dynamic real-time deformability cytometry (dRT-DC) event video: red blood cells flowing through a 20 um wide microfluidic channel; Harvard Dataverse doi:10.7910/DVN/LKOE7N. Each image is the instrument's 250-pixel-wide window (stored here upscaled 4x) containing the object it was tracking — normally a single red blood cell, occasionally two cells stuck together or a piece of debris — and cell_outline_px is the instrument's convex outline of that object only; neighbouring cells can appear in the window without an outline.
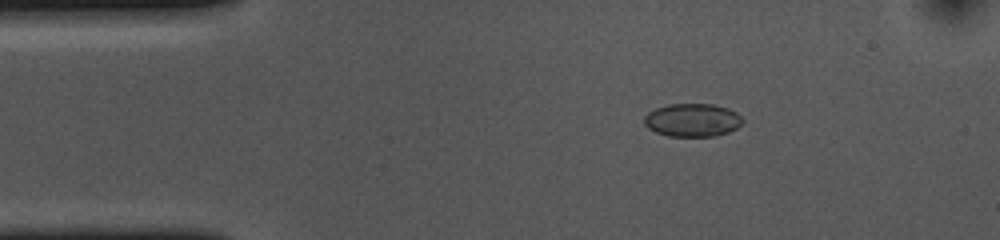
{"species": "common noctule bat (a hibernating species)", "species_latin": "Nyctalus noctula", "temperature_condition": "cold", "stored_images_in_passage": 52, "camera_frame_rate_fps": 3000, "um_per_image_px": 0.085, "animal": {"sex": "female", "body_mass_g": 10.0, "forearm_length_mm": 53.1}, "frame": {"image": 1, "passage_image": 7, "time_ms": 2.0, "image_size_px": [1000, 240], "cell_outline_px": [[744, 120], [736, 128], [728, 132], [716, 136], [668, 136], [656, 132], [648, 128], [644, 124], [644, 116], [648, 112], [656, 108], [668, 104], [712, 104], [728, 108], [736, 112]], "centroid_in_image_um": [58.84, 10.2], "position_along_channel_um": 26.2, "area_um2": 19.02}}
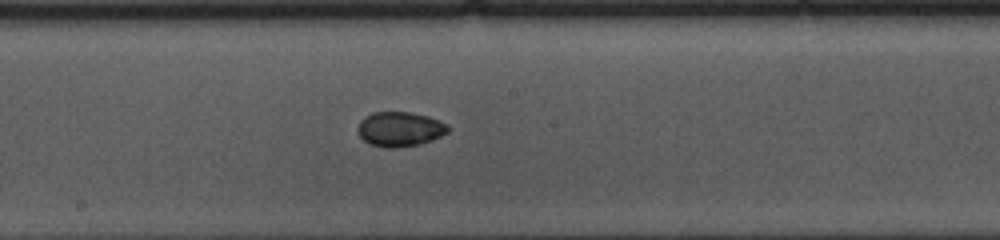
{"frame": {"image": 2, "passage_image": 26, "time_ms": 8.333, "image_size_px": [1000, 240], "cell_outline_px": [[448, 132], [432, 140], [420, 144], [396, 148], [384, 148], [368, 144], [356, 132], [356, 128], [360, 120], [364, 116], [372, 112], [408, 112], [428, 116], [448, 124]], "centroid_in_image_um": [33.94, 10.98], "position_along_channel_um": 214.3, "area_um2": 18.5}}
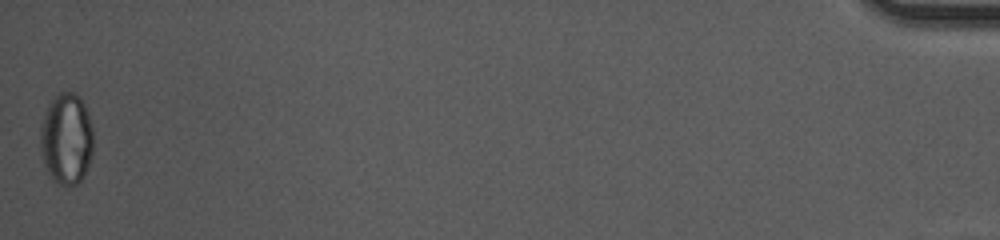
{"frame": {"image": 3, "passage_image": 52, "time_ms": 17.0, "image_size_px": [1000, 240], "cell_outline_px": [[92, 156], [84, 176], [76, 184], [68, 188], [60, 184], [48, 172], [40, 148], [40, 128], [48, 104], [60, 92], [72, 92], [80, 96], [88, 112], [92, 128]], "centroid_in_image_um": [5.66, 11.79], "position_along_channel_um": 429.5, "area_um2": 28.09}, "authors_computed_cell_mechanics": {"area_um2": 18.6116, "velocity_mm_per_s": 3.6674, "shape_relaxation_time_tau1_ms": 5.6687, "shape_relaxation_time_tau2_ms": null, "deformation_change_tau1": 0.0653, "deformation_change_tau2": null}}